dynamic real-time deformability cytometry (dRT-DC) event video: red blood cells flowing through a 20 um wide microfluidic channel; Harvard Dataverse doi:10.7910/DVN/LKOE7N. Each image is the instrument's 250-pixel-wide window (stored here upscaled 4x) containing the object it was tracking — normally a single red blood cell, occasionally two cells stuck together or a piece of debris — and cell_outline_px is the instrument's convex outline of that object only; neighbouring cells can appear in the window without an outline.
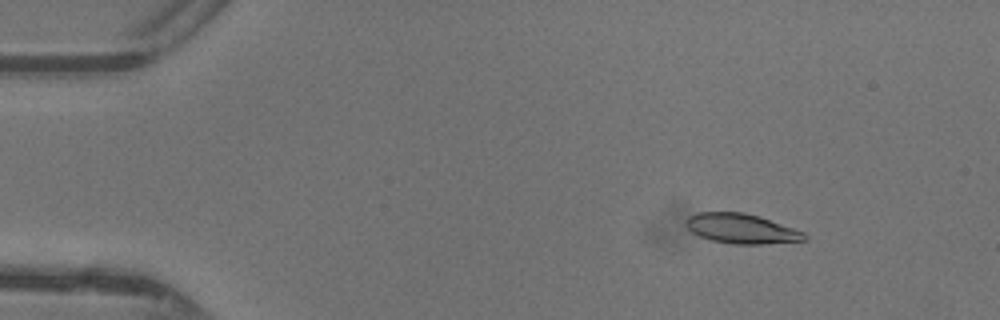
{"species": "common noctule bat (a hibernating species)", "species_latin": "Nyctalus noctula", "temperature_condition": "warm", "stored_images_in_passage": 44, "camera_frame_rate_fps": 3000, "um_per_image_px": 0.085, "animal": {"sex": "female"}, "frame": {"image": 1, "passage_image": 3, "time_ms": 0.667, "image_size_px": [1000, 320], "cell_outline_px": [[808, 240], [764, 244], [732, 244], [712, 240], [700, 236], [692, 232], [688, 228], [688, 216], [696, 212], [744, 212], [760, 216], [804, 232], [808, 236]], "centroid_in_image_um": [63.06, 19.43], "position_along_channel_um": 21.9, "area_um2": 20.52}}
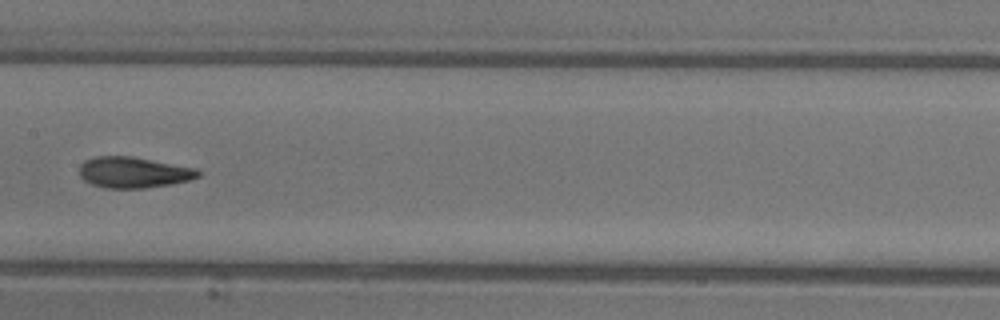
{"frame": {"image": 2, "passage_image": 21, "time_ms": 6.667, "image_size_px": [1000, 320], "cell_outline_px": [[204, 172], [200, 176], [188, 180], [172, 184], [144, 188], [104, 188], [92, 184], [84, 180], [80, 176], [80, 164], [84, 160], [96, 156], [132, 156], [196, 168]], "centroid_in_image_um": [11.37, 14.65], "position_along_channel_um": 196.0, "area_um2": 21.56}}
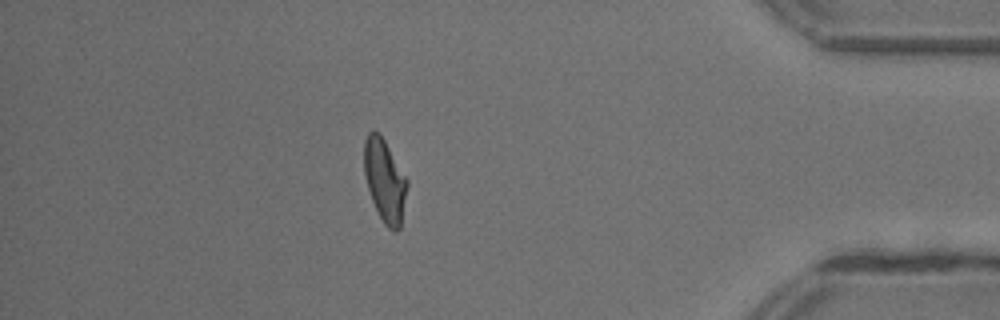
{"frame": {"image": 3, "passage_image": 38, "time_ms": 12.333, "image_size_px": [1000, 320], "cell_outline_px": [[408, 184], [400, 228], [396, 232], [392, 232], [384, 224], [372, 200], [368, 188], [364, 172], [364, 140], [368, 132], [372, 128], [380, 132], [408, 180]], "centroid_in_image_um": [32.7, 15.31], "position_along_channel_um": 402.5, "area_um2": 20.87}, "authors_computed_cell_mechanics": {"area_um2": 20.9236, "velocity_mm_per_s": 4.4024, "shape_relaxation_time_tau1_ms": 4.0046, "shape_relaxation_time_tau2_ms": 1.8251, "deformation_change_tau1": 0.1908, "deformation_change_tau2": 0.0903}}